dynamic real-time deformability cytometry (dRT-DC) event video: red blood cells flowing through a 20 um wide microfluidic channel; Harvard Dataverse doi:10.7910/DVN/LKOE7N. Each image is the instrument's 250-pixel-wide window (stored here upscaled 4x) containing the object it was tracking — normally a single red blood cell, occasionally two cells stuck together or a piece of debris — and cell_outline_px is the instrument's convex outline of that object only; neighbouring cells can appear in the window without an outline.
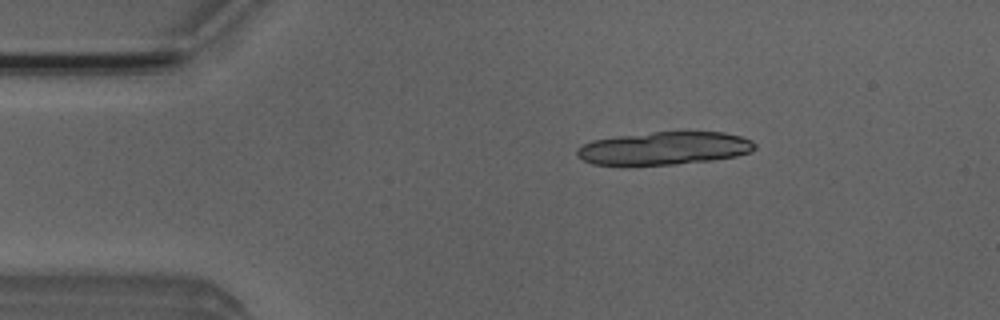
{"species": "Egyptian fruit bat (a non-hibernating species)", "species_latin": "Rousettus aegyptiacus", "temperature_condition": "room temperature", "stored_images_in_passage": 13, "camera_frame_rate_fps": 3000, "um_per_image_px": 0.085, "animal": {"sex": "male"}, "frame": {"image": 1, "passage_image": 4, "time_ms": 1.0, "image_size_px": [1000, 320], "cell_outline_px": [[756, 148], [752, 152], [736, 156], [712, 160], [676, 164], [592, 164], [584, 160], [576, 152], [576, 148], [592, 140], [620, 136], [652, 132], [724, 132], [740, 136], [752, 140], [756, 144]], "centroid_in_image_um": [56.52, 12.59], "position_along_channel_um": 28.5, "area_um2": 33.81}}